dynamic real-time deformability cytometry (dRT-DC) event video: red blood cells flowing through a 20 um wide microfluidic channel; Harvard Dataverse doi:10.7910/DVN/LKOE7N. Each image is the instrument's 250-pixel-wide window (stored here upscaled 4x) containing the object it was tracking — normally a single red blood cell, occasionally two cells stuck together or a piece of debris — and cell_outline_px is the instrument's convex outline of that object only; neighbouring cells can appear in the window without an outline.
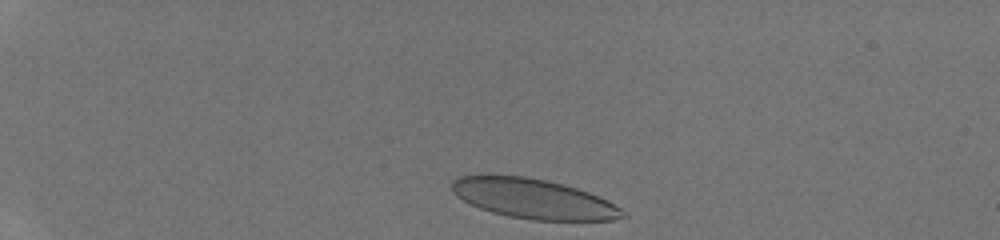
{"species": "human", "species_latin": "Homo sapiens", "temperature_condition": "room temperature", "stored_images_in_passage": 24, "camera_frame_rate_fps": 3000, "um_per_image_px": 0.085, "donor": {"sex": "male"}, "frame": {"image": 1, "passage_image": 1, "time_ms": 0.0, "image_size_px": [1000, 240], "cell_outline_px": [[628, 216], [612, 220], [532, 220], [508, 216], [492, 212], [480, 208], [456, 196], [452, 192], [452, 180], [460, 176], [480, 172], [524, 176], [564, 184], [588, 192], [608, 200], [620, 208]], "centroid_in_image_um": [45.28, 16.85], "position_along_channel_um": 39.7, "area_um2": 40.11}}
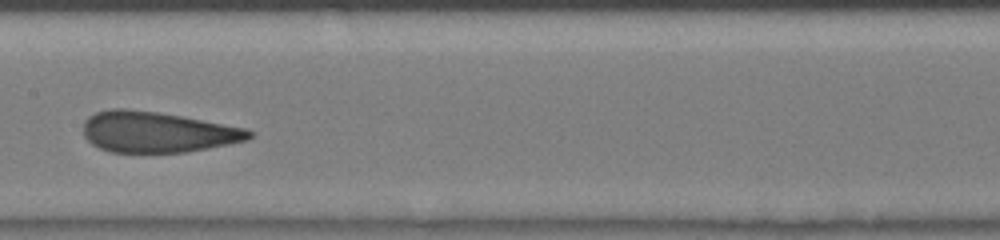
{"frame": {"image": 2, "passage_image": 9, "time_ms": 2.667, "image_size_px": [1000, 240], "cell_outline_px": [[252, 136], [248, 140], [208, 148], [184, 152], [112, 152], [100, 148], [92, 144], [84, 136], [84, 120], [88, 116], [96, 112], [112, 108], [124, 108], [156, 112], [180, 116], [248, 128], [252, 132]], "centroid_in_image_um": [13.36, 11.22], "position_along_channel_um": 194.0, "area_um2": 39.25}}
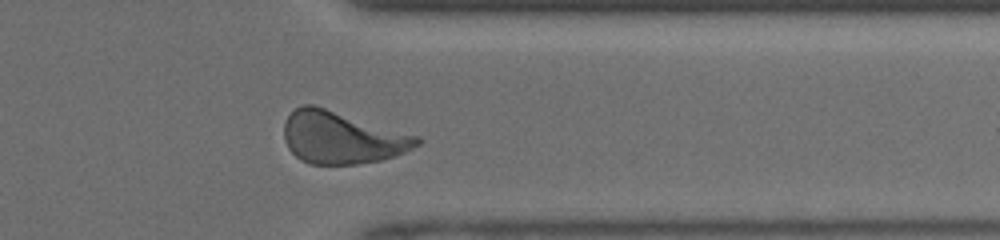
{"frame": {"image": 3, "passage_image": 21, "time_ms": 6.667, "image_size_px": [1000, 240], "cell_outline_px": [[420, 144], [404, 152], [380, 160], [360, 164], [308, 164], [300, 160], [288, 148], [284, 140], [284, 120], [296, 108], [304, 104], [312, 104], [420, 136]], "centroid_in_image_um": [29.04, 11.7], "position_along_channel_um": 382.4, "area_um2": 40.4}}